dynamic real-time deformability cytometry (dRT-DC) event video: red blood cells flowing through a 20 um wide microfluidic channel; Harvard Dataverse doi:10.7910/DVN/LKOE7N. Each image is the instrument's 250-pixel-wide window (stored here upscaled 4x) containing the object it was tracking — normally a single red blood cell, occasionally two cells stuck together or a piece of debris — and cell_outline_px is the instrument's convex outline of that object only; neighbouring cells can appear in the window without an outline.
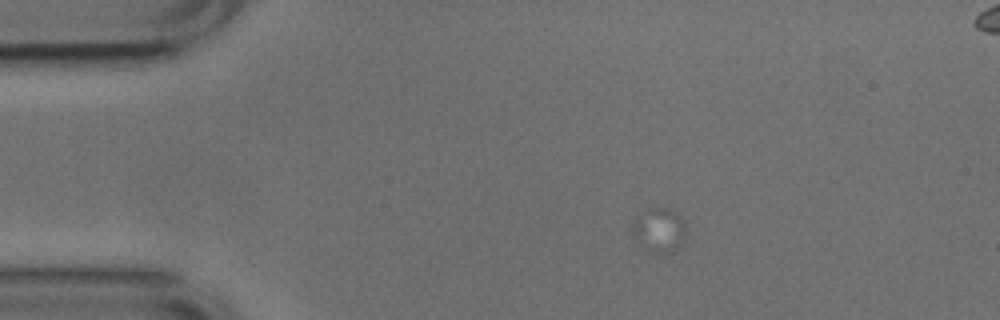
{"species": "common noctule bat (a hibernating species)", "species_latin": "Nyctalus noctula", "temperature_condition": "cold", "stored_images_in_passage": 47, "camera_frame_rate_fps": 3000, "um_per_image_px": 0.085, "animal": {"sex": "male", "body_mass_g": 17.9, "forearm_length_mm": 54.2}, "frame": {"image": 1, "passage_image": 1, "time_ms": 0.0, "image_size_px": [1000, 320], "cell_outline_px": [[684, 240], [672, 252], [656, 252], [648, 248], [632, 232], [632, 224], [648, 208], [668, 208], [684, 220]], "centroid_in_image_um": [56.07, 19.52], "position_along_channel_um": 28.9, "area_um2": 12.89}}
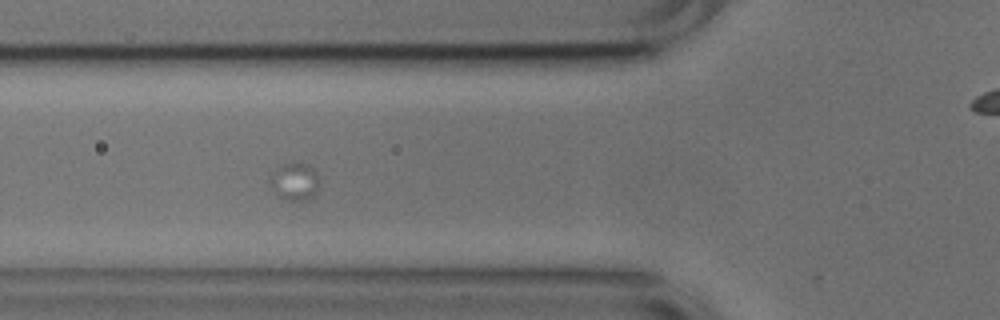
{"frame": {"image": 2, "passage_image": 17, "time_ms": 5.333, "image_size_px": [1000, 320], "cell_outline_px": [[320, 192], [312, 200], [284, 200], [276, 196], [268, 180], [272, 172], [280, 164], [292, 160], [308, 164], [316, 168], [320, 180]], "centroid_in_image_um": [25.1, 15.41], "position_along_channel_um": 100.7, "area_um2": 11.91}}
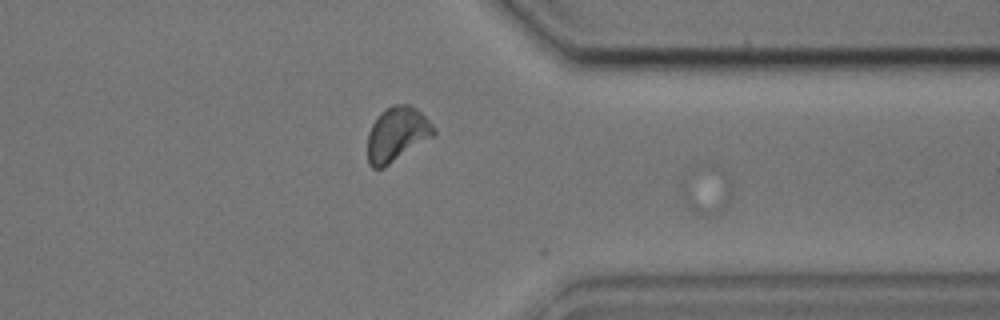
{"frame": {"image": 3, "passage_image": 47, "time_ms": 15.333, "image_size_px": [1000, 320], "cell_outline_px": [[732, 192], [724, 208], [708, 216], [700, 212], [688, 204], [684, 200], [680, 184], [684, 176], [728, 180], [732, 184]], "centroid_in_image_um": [60.02, 16.46], "position_along_channel_um": 351.4, "area_um2": 10.81}}